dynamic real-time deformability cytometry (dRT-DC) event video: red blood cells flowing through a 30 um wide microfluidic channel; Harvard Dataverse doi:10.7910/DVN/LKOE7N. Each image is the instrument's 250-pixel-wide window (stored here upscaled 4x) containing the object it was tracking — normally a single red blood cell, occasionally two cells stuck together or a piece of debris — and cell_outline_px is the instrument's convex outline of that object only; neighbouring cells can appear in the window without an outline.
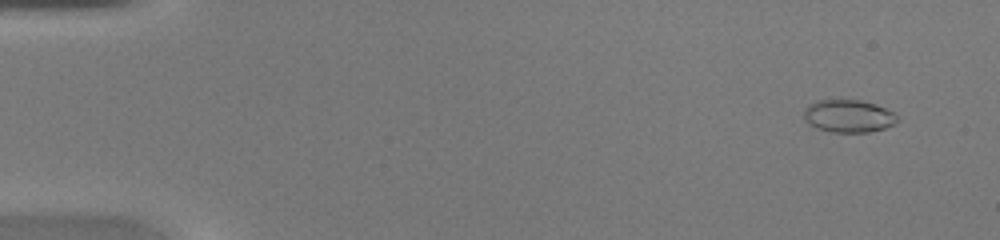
{"species": "common noctule bat (a hibernating species)", "species_latin": "Nyctalus noctula", "temperature_condition": "warm", "stored_images_in_passage": 50, "camera_frame_rate_fps": 3000, "um_per_image_px": 0.085, "animal": {"sex": "female", "body_mass_g": 20.0, "forearm_length_mm": 54.0}, "frame": {"image": 1, "passage_image": 4, "time_ms": 1.0, "image_size_px": [1000, 240], "cell_outline_px": [[900, 120], [896, 124], [884, 128], [868, 132], [832, 132], [816, 128], [808, 124], [804, 120], [804, 108], [808, 104], [816, 100], [860, 100], [876, 104], [892, 112]], "centroid_in_image_um": [72.09, 9.87], "position_along_channel_um": 12.9, "area_um2": 17.92}}
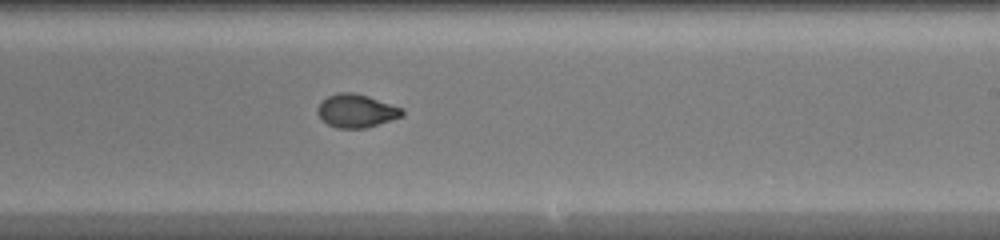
{"frame": {"image": 2, "passage_image": 31, "time_ms": 10.0, "image_size_px": [1000, 240], "cell_outline_px": [[404, 116], [364, 128], [336, 128], [328, 124], [316, 112], [316, 108], [320, 100], [328, 96], [340, 92], [352, 92], [368, 96], [404, 108]], "centroid_in_image_um": [30.28, 9.41], "position_along_channel_um": 258.7, "area_um2": 16.47}}
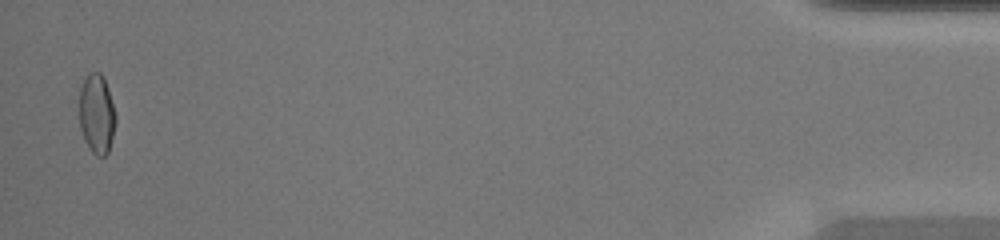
{"frame": {"image": 3, "passage_image": 49, "time_ms": 16.0, "image_size_px": [1000, 240], "cell_outline_px": [[116, 120], [108, 152], [104, 156], [96, 156], [88, 148], [84, 140], [80, 128], [80, 84], [92, 72], [100, 72], [104, 76], [108, 88], [116, 116]], "centroid_in_image_um": [8.22, 9.69], "position_along_channel_um": 427.0, "area_um2": 16.82}}